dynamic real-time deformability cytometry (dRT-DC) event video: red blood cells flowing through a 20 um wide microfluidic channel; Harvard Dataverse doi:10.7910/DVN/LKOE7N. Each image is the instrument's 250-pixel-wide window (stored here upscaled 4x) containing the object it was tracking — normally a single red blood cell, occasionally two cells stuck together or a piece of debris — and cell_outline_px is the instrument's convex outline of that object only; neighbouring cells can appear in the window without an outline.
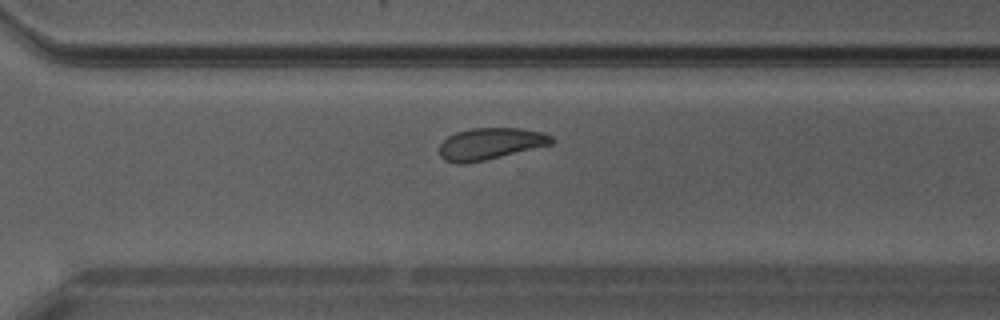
{"species": "Egyptian fruit bat (a non-hibernating species)", "species_latin": "Rousettus aegyptiacus", "temperature_condition": "warm", "stored_images_in_passage": 27, "camera_frame_rate_fps": 3000, "um_per_image_px": 0.085, "animal": {"sex": "male"}, "frame": {"image": 1, "passage_image": 20, "time_ms": 6.333, "image_size_px": [1000, 320], "cell_outline_px": [[556, 140], [552, 144], [484, 160], [464, 164], [456, 164], [444, 160], [440, 156], [440, 144], [448, 136], [456, 132], [472, 128], [520, 128], [544, 132], [552, 136]], "centroid_in_image_um": [41.68, 12.21], "position_along_channel_um": 328.9, "area_um2": 20.75}}